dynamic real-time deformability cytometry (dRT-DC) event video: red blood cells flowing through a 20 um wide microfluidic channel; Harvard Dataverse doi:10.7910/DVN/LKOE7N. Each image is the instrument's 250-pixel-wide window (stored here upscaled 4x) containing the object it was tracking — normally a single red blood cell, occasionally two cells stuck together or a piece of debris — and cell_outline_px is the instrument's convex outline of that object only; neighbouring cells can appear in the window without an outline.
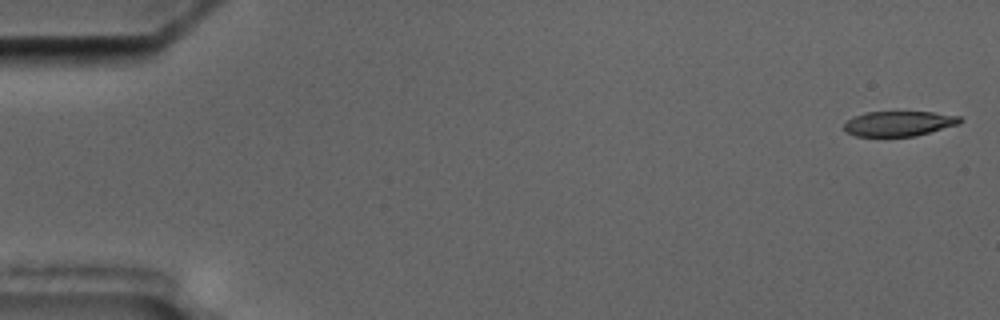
{"species": "common noctule bat (a hibernating species)", "species_latin": "Nyctalus noctula", "temperature_condition": "cold", "stored_images_in_passage": 4, "camera_frame_rate_fps": 3000, "um_per_image_px": 0.085, "animal": {"sex": "male", "body_mass_g": 17.5, "forearm_length_mm": 52.3}, "frame": {"image": 1, "passage_image": 1, "time_ms": 0.0, "image_size_px": [1000, 320], "cell_outline_px": [[964, 120], [960, 124], [916, 136], [856, 136], [844, 132], [844, 124], [852, 116], [864, 112], [932, 112], [960, 116]], "centroid_in_image_um": [76.41, 10.5], "position_along_channel_um": 8.6, "area_um2": 17.11}}